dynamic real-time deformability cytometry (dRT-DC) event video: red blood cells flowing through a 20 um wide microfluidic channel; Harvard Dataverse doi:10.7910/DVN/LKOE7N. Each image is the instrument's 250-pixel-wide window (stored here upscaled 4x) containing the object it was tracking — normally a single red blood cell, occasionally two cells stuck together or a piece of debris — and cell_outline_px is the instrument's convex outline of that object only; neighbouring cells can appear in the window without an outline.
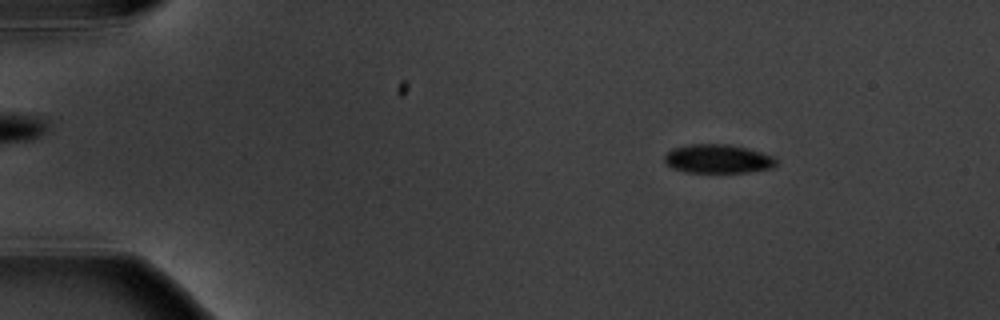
{"species": "common noctule bat (a hibernating species)", "species_latin": "Nyctalus noctula", "temperature_condition": "warm", "stored_images_in_passage": 4, "camera_frame_rate_fps": 3000, "um_per_image_px": 0.085, "animal": {"sex": "male", "body_mass_g": 20.1, "forearm_length_mm": 53.5}, "frame": {"image": 1, "passage_image": 2, "time_ms": 1.333, "image_size_px": [1000, 320], "cell_outline_px": [[776, 164], [772, 168], [748, 172], [688, 172], [672, 168], [664, 160], [664, 156], [672, 148], [692, 144], [728, 144], [748, 148], [776, 156]], "centroid_in_image_um": [61.05, 13.49], "position_along_channel_um": 23.9, "area_um2": 18.79}}
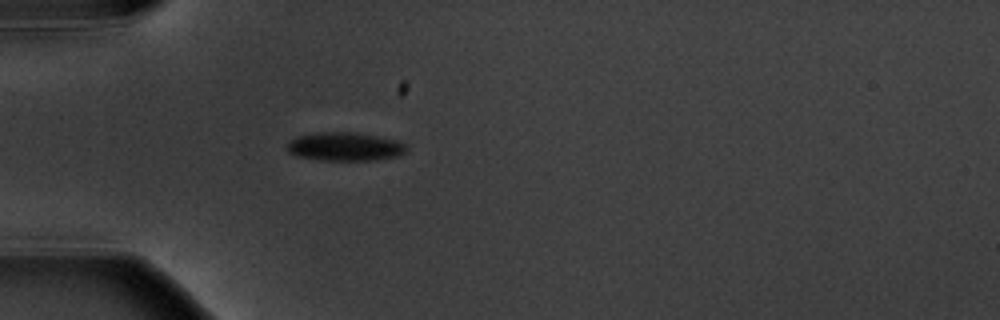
{"frame": {"image": 2, "passage_image": 4, "time_ms": 4.333, "image_size_px": [1000, 320], "cell_outline_px": [[408, 152], [396, 156], [376, 160], [320, 160], [296, 156], [288, 152], [288, 140], [296, 136], [316, 132], [356, 132], [396, 140], [404, 144], [408, 148]], "centroid_in_image_um": [29.3, 12.46], "position_along_channel_um": 55.7, "area_um2": 20.0}}